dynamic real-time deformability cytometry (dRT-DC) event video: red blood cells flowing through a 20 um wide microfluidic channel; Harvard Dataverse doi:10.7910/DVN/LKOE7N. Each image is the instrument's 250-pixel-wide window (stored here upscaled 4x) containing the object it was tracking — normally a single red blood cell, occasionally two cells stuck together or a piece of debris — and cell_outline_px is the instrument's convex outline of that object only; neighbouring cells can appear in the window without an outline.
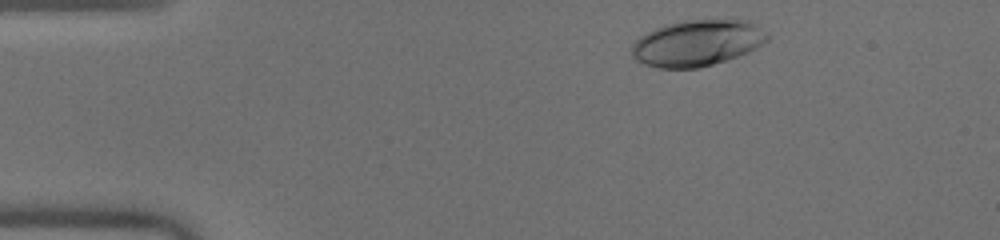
{"species": "human", "species_latin": "Homo sapiens", "temperature_condition": "warm", "stored_images_in_passage": 36, "camera_frame_rate_fps": 3000, "um_per_image_px": 0.085, "donor": {"sex": "male"}, "frame": {"image": 1, "passage_image": 2, "time_ms": 0.333, "image_size_px": [1000, 240], "cell_outline_px": [[768, 40], [764, 44], [748, 52], [700, 68], [656, 68], [644, 64], [636, 60], [632, 56], [632, 44], [640, 36], [664, 24], [680, 20], [732, 16], [748, 20], [756, 24], [768, 36]], "centroid_in_image_um": [59.29, 3.6], "position_along_channel_um": 25.7, "area_um2": 37.4}}
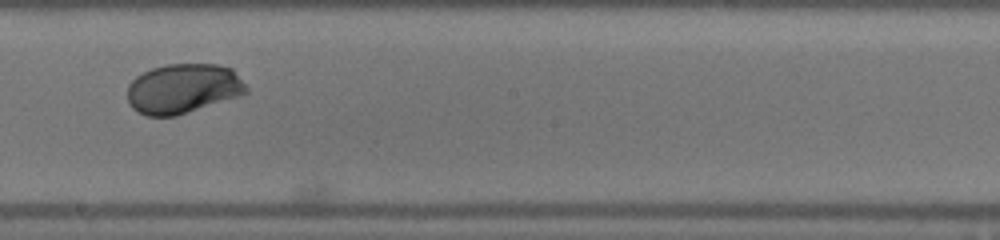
{"frame": {"image": 2, "passage_image": 23, "time_ms": 7.333, "image_size_px": [1000, 240], "cell_outline_px": [[248, 92], [240, 96], [176, 116], [148, 116], [132, 108], [128, 100], [128, 84], [136, 76], [152, 68], [168, 64], [216, 64], [232, 68], [248, 88]], "centroid_in_image_um": [15.57, 7.53], "position_along_channel_um": 232.6, "area_um2": 34.45}}
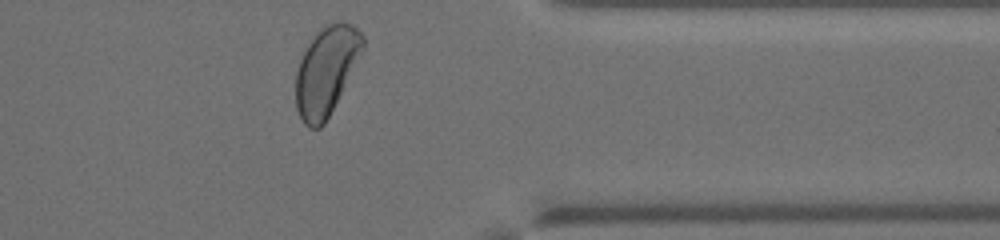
{"frame": {"image": 3, "passage_image": 35, "time_ms": 11.333, "image_size_px": [1000, 240], "cell_outline_px": [[364, 48], [324, 124], [320, 128], [308, 128], [304, 124], [296, 108], [296, 72], [300, 60], [308, 44], [316, 32], [324, 24], [340, 20], [352, 24], [364, 36]], "centroid_in_image_um": [27.72, 5.98], "position_along_channel_um": 383.7, "area_um2": 34.16}, "authors_computed_cell_mechanics": {"area_um2": 34.5066, "velocity_mm_per_s": 4.0342, "shape_relaxation_time_tau1_ms": 2.673, "shape_relaxation_time_tau2_ms": null, "deformation_change_tau1": 0.149, "deformation_change_tau2": null}}